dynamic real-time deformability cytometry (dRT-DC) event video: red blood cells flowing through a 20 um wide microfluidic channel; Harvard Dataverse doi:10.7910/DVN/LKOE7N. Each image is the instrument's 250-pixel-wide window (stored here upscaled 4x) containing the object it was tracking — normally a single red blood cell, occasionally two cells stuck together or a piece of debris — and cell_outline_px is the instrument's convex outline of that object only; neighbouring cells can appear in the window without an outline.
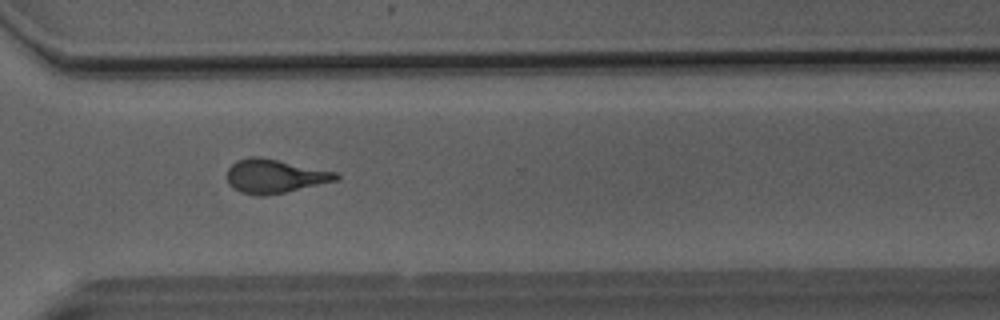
{"species": "Egyptian fruit bat (a non-hibernating species)", "species_latin": "Rousettus aegyptiacus", "temperature_condition": "room temperature", "stored_images_in_passage": 35, "camera_frame_rate_fps": 3000, "um_per_image_px": 0.085, "animal": {"sex": "male"}, "frame": {"image": 1, "passage_image": 22, "time_ms": 7.0, "image_size_px": [1000, 320], "cell_outline_px": [[340, 176], [336, 180], [284, 192], [264, 196], [240, 192], [228, 184], [228, 168], [236, 160], [248, 156], [260, 156], [336, 172]], "centroid_in_image_um": [23.3, 14.95], "position_along_channel_um": 347.3, "area_um2": 21.21}}
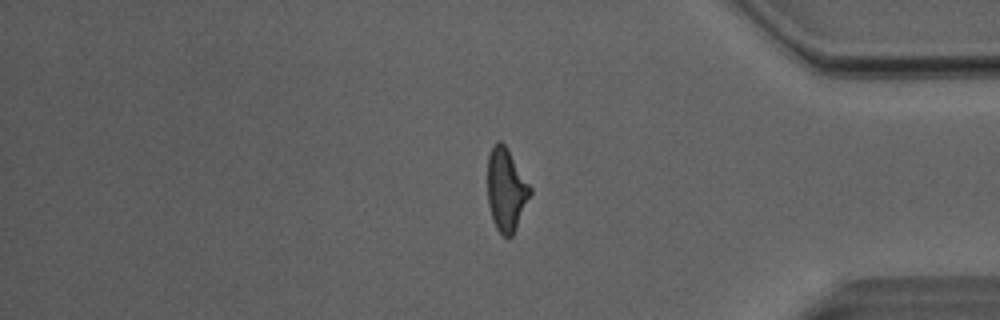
{"frame": {"image": 2, "passage_image": 27, "time_ms": 8.667, "image_size_px": [1000, 320], "cell_outline_px": [[532, 192], [516, 228], [512, 236], [508, 240], [496, 228], [492, 220], [488, 204], [488, 156], [492, 144], [496, 140], [500, 140], [508, 148], [532, 188]], "centroid_in_image_um": [43.02, 16.11], "position_along_channel_um": 392.2, "area_um2": 20.81}}
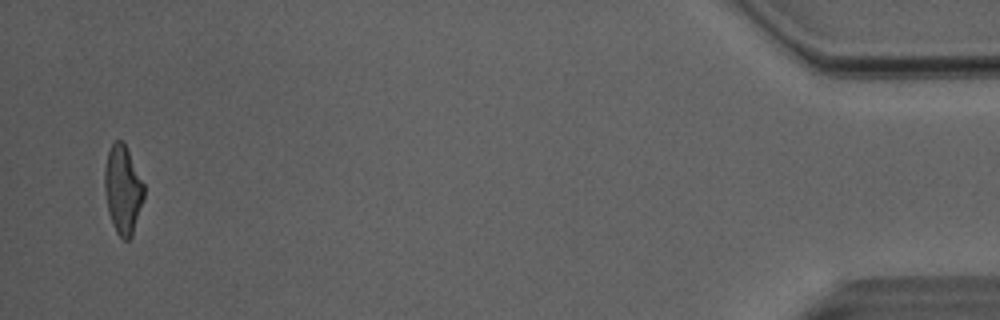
{"frame": {"image": 3, "passage_image": 34, "time_ms": 11.0, "image_size_px": [1000, 320], "cell_outline_px": [[144, 200], [132, 236], [128, 240], [124, 240], [116, 232], [112, 224], [108, 212], [104, 192], [104, 168], [108, 152], [112, 144], [116, 140], [124, 140], [144, 184]], "centroid_in_image_um": [10.44, 16.12], "position_along_channel_um": 424.8, "area_um2": 20.58}, "authors_computed_cell_mechanics": {"area_um2": 20.8658, "velocity_mm_per_s": 4.0866, "shape_relaxation_time_tau1_ms": 5.8795, "shape_relaxation_time_tau2_ms": 2.0623, "deformation_change_tau1": 0.2417, "deformation_change_tau2": 0.1139}}